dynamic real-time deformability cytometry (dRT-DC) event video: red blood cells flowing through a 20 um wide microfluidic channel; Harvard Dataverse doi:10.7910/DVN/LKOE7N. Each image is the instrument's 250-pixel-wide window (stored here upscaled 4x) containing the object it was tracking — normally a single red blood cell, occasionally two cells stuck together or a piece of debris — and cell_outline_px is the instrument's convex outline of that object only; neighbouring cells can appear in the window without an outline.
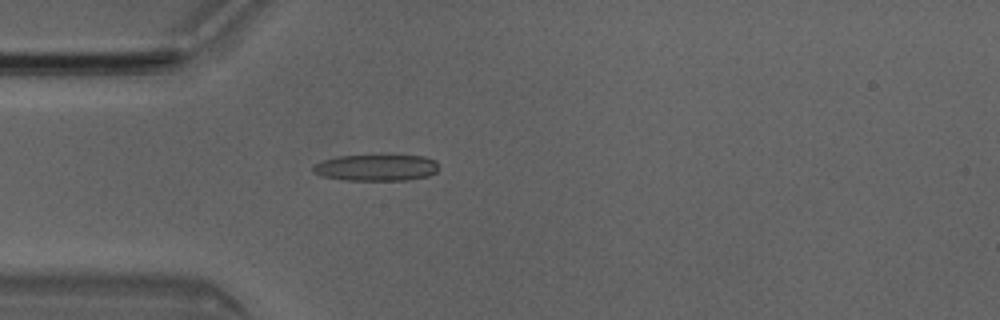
{"species": "Egyptian fruit bat (a non-hibernating species)", "species_latin": "Rousettus aegyptiacus", "temperature_condition": "room temperature", "stored_images_in_passage": 3, "camera_frame_rate_fps": 3000, "um_per_image_px": 0.085, "animal": {"sex": "male"}, "frame": {"image": 1, "passage_image": 3, "time_ms": 0.667, "image_size_px": [1000, 320], "cell_outline_px": [[436, 172], [428, 176], [408, 180], [344, 180], [320, 176], [312, 172], [312, 168], [316, 164], [324, 160], [336, 156], [380, 152], [424, 156], [436, 160]], "centroid_in_image_um": [31.97, 14.19], "position_along_channel_um": 53.0, "area_um2": 20.46}}